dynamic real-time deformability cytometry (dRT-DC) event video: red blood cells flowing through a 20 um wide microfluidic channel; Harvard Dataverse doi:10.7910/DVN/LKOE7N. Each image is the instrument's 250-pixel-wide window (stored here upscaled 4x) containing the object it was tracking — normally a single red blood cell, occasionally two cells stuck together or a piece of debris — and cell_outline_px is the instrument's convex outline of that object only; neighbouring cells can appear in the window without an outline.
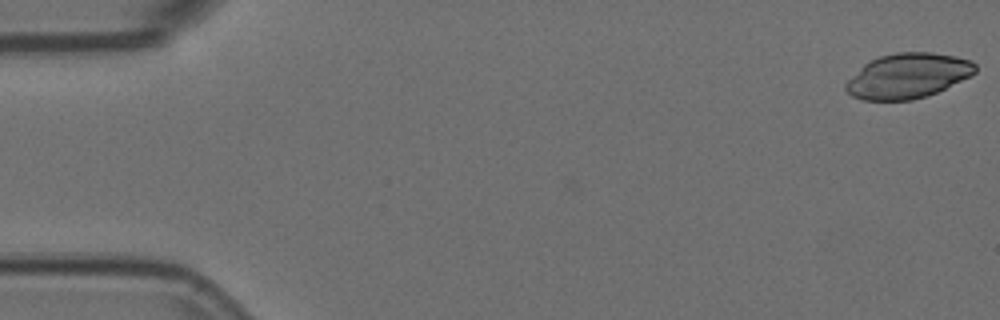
{"species": "Egyptian fruit bat (a non-hibernating species)", "species_latin": "Rousettus aegyptiacus", "temperature_condition": "room temperature", "stored_images_in_passage": 54, "camera_frame_rate_fps": 3000, "um_per_image_px": 0.085, "animal": {"sex": "female"}, "frame": {"image": 1, "passage_image": 1, "time_ms": 0.0, "image_size_px": [1000, 320], "cell_outline_px": [[976, 72], [928, 96], [912, 100], [860, 100], [852, 96], [844, 88], [844, 84], [864, 64], [880, 56], [896, 52], [932, 52], [956, 56], [972, 60], [976, 64]], "centroid_in_image_um": [77.15, 6.44], "position_along_channel_um": 7.8, "area_um2": 33.76}}